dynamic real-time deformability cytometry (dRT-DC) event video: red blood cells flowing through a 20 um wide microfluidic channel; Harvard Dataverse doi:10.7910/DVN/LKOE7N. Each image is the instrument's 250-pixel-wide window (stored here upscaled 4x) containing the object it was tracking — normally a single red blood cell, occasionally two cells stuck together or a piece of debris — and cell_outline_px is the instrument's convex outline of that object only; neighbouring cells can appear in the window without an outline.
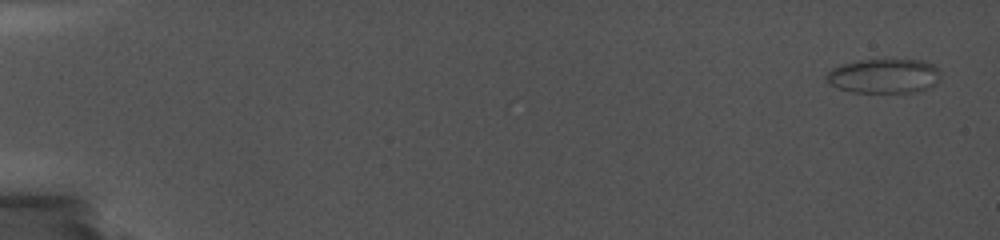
{"species": "common noctule bat (a hibernating species)", "species_latin": "Nyctalus noctula", "temperature_condition": "cold", "stored_images_in_passage": 12, "camera_frame_rate_fps": 5000, "um_per_image_px": 0.085, "animal": {"sex": "female", "body_mass_g": 19.0, "forearm_length_mm": 56.7}, "frame": {"image": 1, "passage_image": 1, "time_ms": 0.0, "image_size_px": [1000, 240], "cell_outline_px": [[940, 76], [928, 88], [912, 92], [852, 92], [836, 88], [828, 84], [824, 76], [832, 68], [840, 64], [860, 60], [892, 56], [924, 60], [936, 64], [940, 72]], "centroid_in_image_um": [75.12, 6.39], "position_along_channel_um": 9.9, "area_um2": 23.99}}
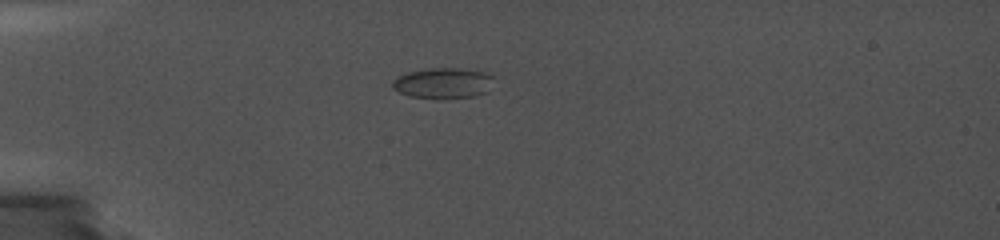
{"frame": {"image": 2, "passage_image": 7, "time_ms": 5.4, "image_size_px": [1000, 240], "cell_outline_px": [[492, 76], [488, 92], [476, 96], [436, 100], [408, 96], [392, 88], [392, 80], [408, 72], [428, 68], [460, 68], [484, 72]], "centroid_in_image_um": [37.64, 7.09], "position_along_channel_um": 47.4, "area_um2": 18.32}}